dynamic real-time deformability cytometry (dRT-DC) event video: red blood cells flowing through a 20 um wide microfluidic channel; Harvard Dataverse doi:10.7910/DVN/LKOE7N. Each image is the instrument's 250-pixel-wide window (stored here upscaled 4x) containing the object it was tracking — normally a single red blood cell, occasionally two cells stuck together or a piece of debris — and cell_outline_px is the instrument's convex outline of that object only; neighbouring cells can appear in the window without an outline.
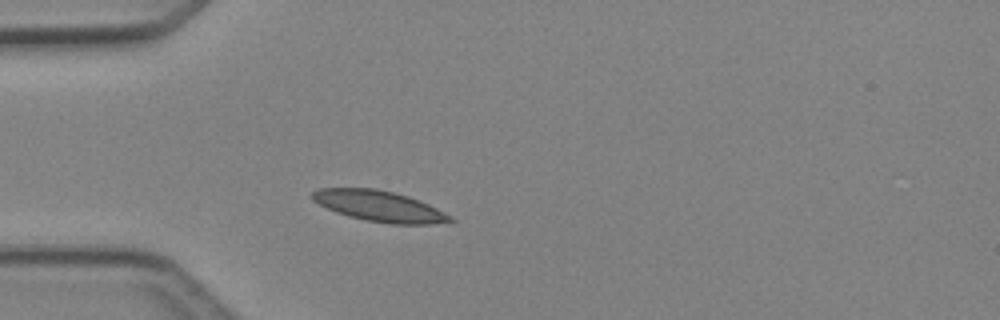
{"species": "Egyptian fruit bat (a non-hibernating species)", "species_latin": "Rousettus aegyptiacus", "temperature_condition": "cold", "stored_images_in_passage": 35, "camera_frame_rate_fps": 3000, "um_per_image_px": 0.085, "animal": {"sex": "female"}, "frame": {"image": 1, "passage_image": 1, "time_ms": 0.0, "image_size_px": [1000, 320], "cell_outline_px": [[456, 220], [432, 224], [392, 224], [368, 220], [348, 216], [336, 212], [312, 200], [312, 192], [316, 188], [376, 188], [408, 196], [428, 204], [452, 216]], "centroid_in_image_um": [32.24, 17.51], "position_along_channel_um": 52.8, "area_um2": 24.51}}
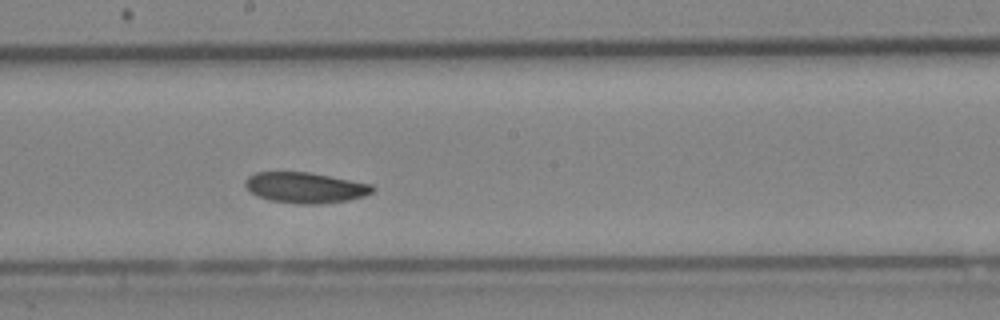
{"frame": {"image": 2, "passage_image": 14, "time_ms": 4.333, "image_size_px": [1000, 320], "cell_outline_px": [[376, 188], [372, 192], [364, 196], [348, 200], [320, 204], [300, 204], [268, 200], [256, 196], [244, 184], [244, 180], [248, 176], [256, 172], [308, 172], [372, 184]], "centroid_in_image_um": [25.94, 15.95], "position_along_channel_um": 222.3, "area_um2": 22.77}}
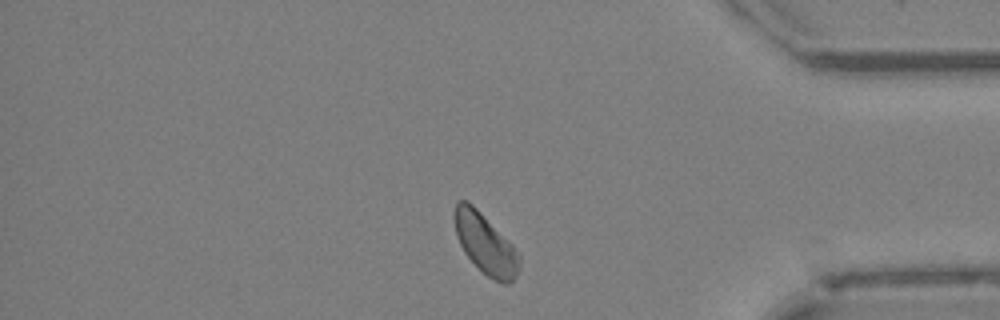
{"frame": {"image": 3, "passage_image": 28, "time_ms": 9.0, "image_size_px": [1000, 320], "cell_outline_px": [[520, 268], [516, 276], [508, 284], [504, 284], [488, 276], [464, 252], [456, 236], [452, 216], [452, 212], [456, 200], [464, 200], [472, 204], [512, 244], [520, 256]], "centroid_in_image_um": [41.22, 20.69], "position_along_channel_um": 394.0, "area_um2": 22.66}, "authors_computed_cell_mechanics": {"area_um2": 22.7732, "velocity_mm_per_s": 4.185, "shape_relaxation_time_tau1_ms": 2.8171, "shape_relaxation_time_tau2_ms": null, "deformation_change_tau1": 0.0736, "deformation_change_tau2": null}}